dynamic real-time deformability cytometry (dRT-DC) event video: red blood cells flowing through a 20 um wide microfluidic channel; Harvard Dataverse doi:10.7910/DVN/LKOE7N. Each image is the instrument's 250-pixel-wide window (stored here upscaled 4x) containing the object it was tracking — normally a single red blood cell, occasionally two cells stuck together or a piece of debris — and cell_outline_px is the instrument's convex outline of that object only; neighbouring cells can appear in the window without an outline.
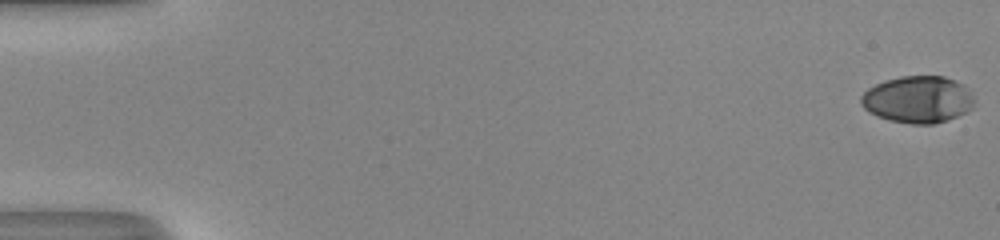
{"species": "human", "species_latin": "Homo sapiens", "temperature_condition": "room temperature", "stored_images_in_passage": 53, "camera_frame_rate_fps": 3000, "um_per_image_px": 0.085, "donor": {"sex": "male"}, "frame": {"image": 1, "passage_image": 1, "time_ms": 0.0, "image_size_px": [1000, 240], "cell_outline_px": [[972, 108], [948, 120], [932, 124], [912, 124], [892, 120], [876, 116], [868, 112], [860, 104], [860, 96], [868, 88], [884, 80], [900, 76], [944, 76], [964, 84], [972, 96]], "centroid_in_image_um": [77.97, 8.45], "position_along_channel_um": 7.0, "area_um2": 30.92}}
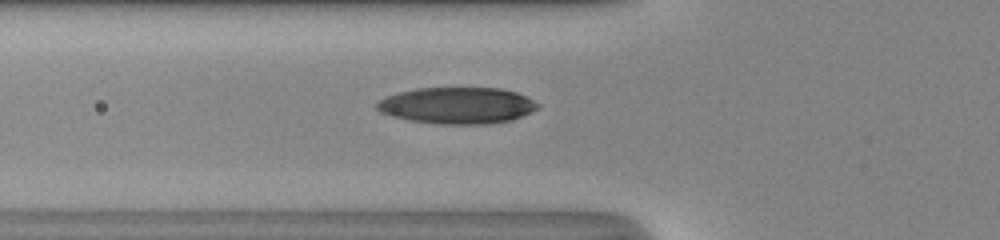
{"frame": {"image": 2, "passage_image": 21, "time_ms": 6.667, "image_size_px": [1000, 240], "cell_outline_px": [[540, 108], [512, 120], [488, 124], [440, 124], [412, 120], [392, 116], [380, 112], [376, 108], [376, 104], [380, 100], [388, 96], [400, 92], [416, 88], [500, 88], [516, 92], [540, 104]], "centroid_in_image_um": [38.89, 8.97], "position_along_channel_um": 86.9, "area_um2": 34.04}}
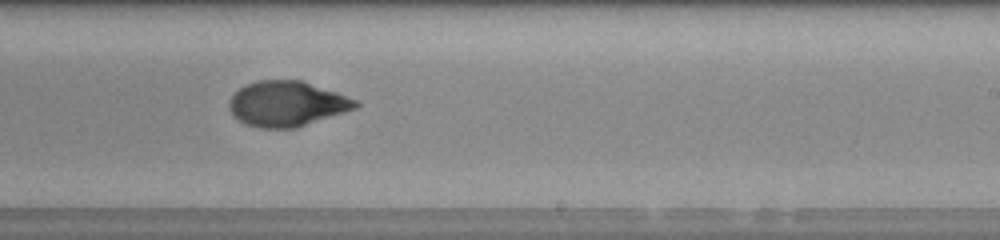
{"frame": {"image": 3, "passage_image": 34, "time_ms": 11.0, "image_size_px": [1000, 240], "cell_outline_px": [[360, 104], [356, 108], [296, 128], [260, 128], [248, 124], [240, 120], [228, 108], [228, 100], [240, 88], [248, 84], [260, 80], [300, 80], [336, 92], [356, 100]], "centroid_in_image_um": [24.38, 8.82], "position_along_channel_um": 264.6, "area_um2": 32.83}, "authors_computed_cell_mechanics": {"area_um2": 32.8304, "velocity_mm_per_s": 4.098, "shape_relaxation_time_tau1_ms": 6.3861, "shape_relaxation_time_tau2_ms": 2.7452, "deformation_change_tau1": 0.2482, "deformation_change_tau2": 0.0462}}